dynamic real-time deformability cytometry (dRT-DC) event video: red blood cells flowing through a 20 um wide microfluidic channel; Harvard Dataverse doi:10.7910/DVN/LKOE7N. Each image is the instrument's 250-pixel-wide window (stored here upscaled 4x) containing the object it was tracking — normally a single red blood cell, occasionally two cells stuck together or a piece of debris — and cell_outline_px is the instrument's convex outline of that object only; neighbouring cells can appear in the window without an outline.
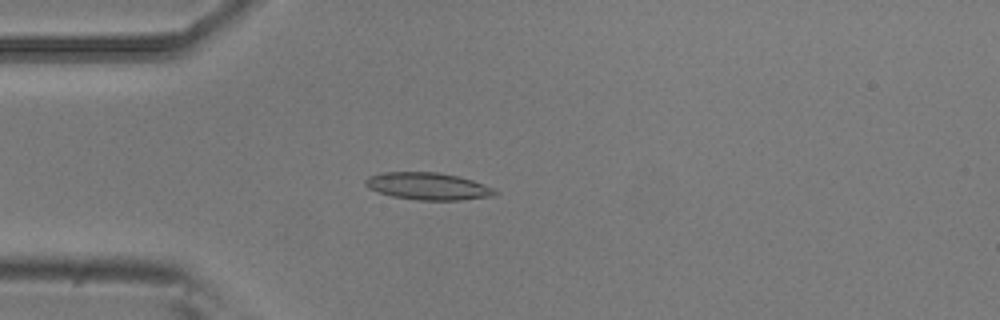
{"species": "common noctule bat (a hibernating species)", "species_latin": "Nyctalus noctula", "temperature_condition": "room temperature", "stored_images_in_passage": 4, "camera_frame_rate_fps": 3000, "um_per_image_px": 0.085, "animal": {"sex": "male", "body_mass_g": 20.5, "forearm_length_mm": 52.5}, "frame": {"image": 1, "passage_image": 4, "time_ms": 1.0, "image_size_px": [1000, 320], "cell_outline_px": [[500, 192], [496, 196], [460, 200], [420, 200], [392, 196], [368, 188], [364, 184], [364, 180], [368, 176], [384, 172], [436, 172], [456, 176], [472, 180], [484, 184]], "centroid_in_image_um": [36.39, 15.83], "position_along_channel_um": 48.6, "area_um2": 20.52}}